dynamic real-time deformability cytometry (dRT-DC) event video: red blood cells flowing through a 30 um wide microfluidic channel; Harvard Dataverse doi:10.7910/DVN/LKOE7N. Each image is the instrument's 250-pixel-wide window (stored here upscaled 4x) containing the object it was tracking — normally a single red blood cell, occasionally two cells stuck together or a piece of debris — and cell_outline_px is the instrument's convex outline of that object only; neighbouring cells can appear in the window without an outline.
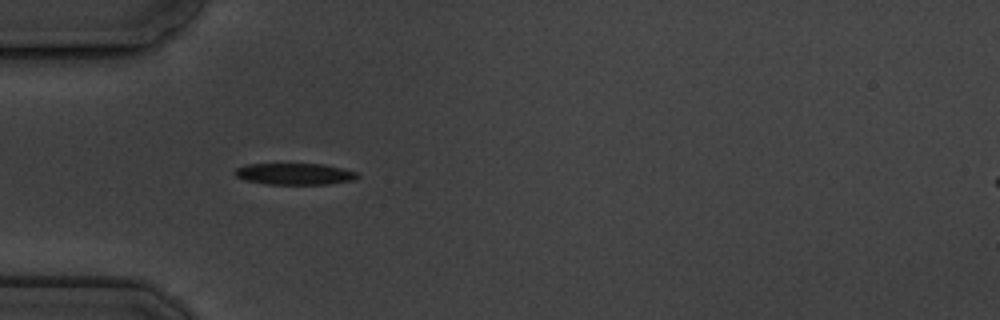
{"species": "common noctule bat (a hibernating species)", "species_latin": "Nyctalus noctula", "temperature_condition": "cold", "stored_images_in_passage": 5, "camera_frame_rate_fps": 3000, "um_per_image_px": 0.085, "animal": {"sex": "male", "body_mass_g": 19.5, "forearm_length_mm": 54.6}, "frame": {"image": 1, "passage_image": 4, "time_ms": 3.667, "image_size_px": [1000, 320], "cell_outline_px": [[360, 176], [356, 180], [328, 184], [268, 184], [244, 180], [236, 176], [232, 172], [236, 168], [248, 164], [324, 164], [356, 172]], "centroid_in_image_um": [25.04, 14.79], "position_along_channel_um": 60.0, "area_um2": 15.37}}